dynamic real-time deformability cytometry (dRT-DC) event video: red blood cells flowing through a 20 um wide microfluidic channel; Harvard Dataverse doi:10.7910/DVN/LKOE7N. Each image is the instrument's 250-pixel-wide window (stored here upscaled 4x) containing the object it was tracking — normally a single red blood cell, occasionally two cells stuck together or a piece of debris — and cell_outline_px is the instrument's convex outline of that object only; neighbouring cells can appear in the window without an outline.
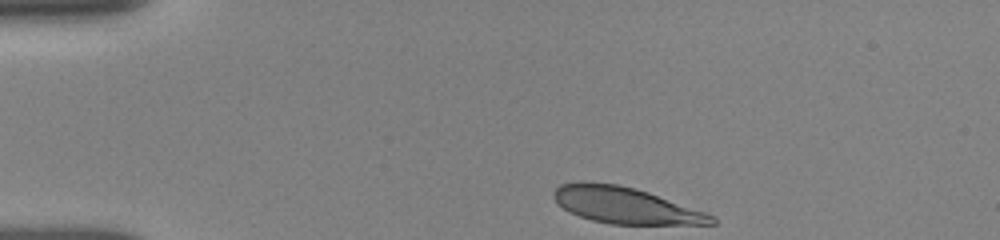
{"species": "human", "species_latin": "Homo sapiens", "temperature_condition": "room temperature", "stored_images_in_passage": 10, "camera_frame_rate_fps": 3000, "um_per_image_px": 0.085, "donor": {"sex": "female"}, "frame": {"image": 1, "passage_image": 1, "time_ms": 0.0, "image_size_px": [1000, 240], "cell_outline_px": [[716, 224], [612, 224], [592, 220], [568, 212], [556, 204], [552, 196], [552, 192], [560, 184], [584, 180], [616, 184], [648, 192], [716, 216]], "centroid_in_image_um": [53.08, 17.44], "position_along_channel_um": 31.9, "area_um2": 33.47}}
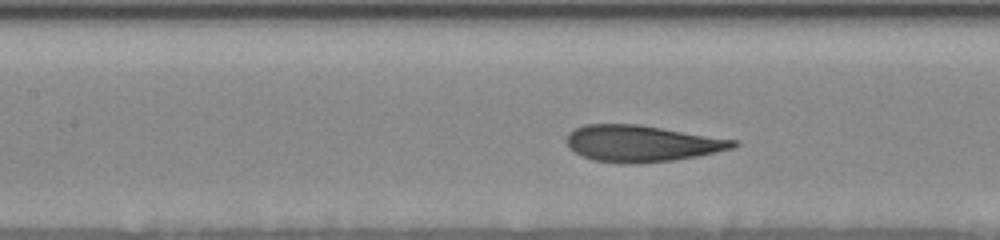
{"frame": {"image": 2, "passage_image": 6, "time_ms": 4.667, "image_size_px": [1000, 240], "cell_outline_px": [[740, 144], [736, 148], [696, 156], [672, 160], [636, 164], [620, 164], [592, 160], [568, 148], [564, 140], [568, 132], [584, 124], [640, 124], [736, 140]], "centroid_in_image_um": [54.51, 12.19], "position_along_channel_um": 152.9, "area_um2": 35.72}}
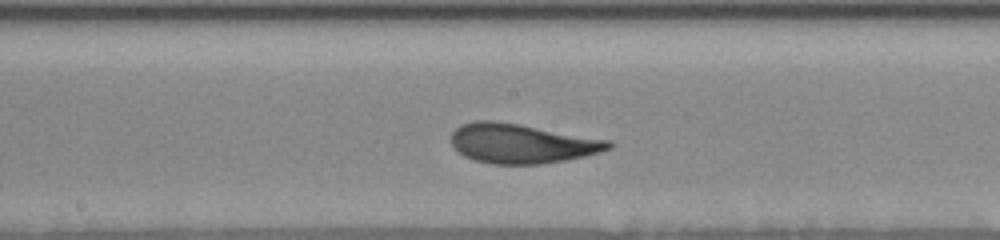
{"frame": {"image": 3, "passage_image": 9, "time_ms": 6.0, "image_size_px": [1000, 240], "cell_outline_px": [[616, 144], [612, 148], [600, 152], [584, 156], [544, 164], [492, 164], [472, 160], [464, 156], [452, 148], [452, 132], [460, 124], [476, 120], [496, 120], [520, 124], [612, 140]], "centroid_in_image_um": [44.35, 12.19], "position_along_channel_um": 203.8, "area_um2": 36.76}}